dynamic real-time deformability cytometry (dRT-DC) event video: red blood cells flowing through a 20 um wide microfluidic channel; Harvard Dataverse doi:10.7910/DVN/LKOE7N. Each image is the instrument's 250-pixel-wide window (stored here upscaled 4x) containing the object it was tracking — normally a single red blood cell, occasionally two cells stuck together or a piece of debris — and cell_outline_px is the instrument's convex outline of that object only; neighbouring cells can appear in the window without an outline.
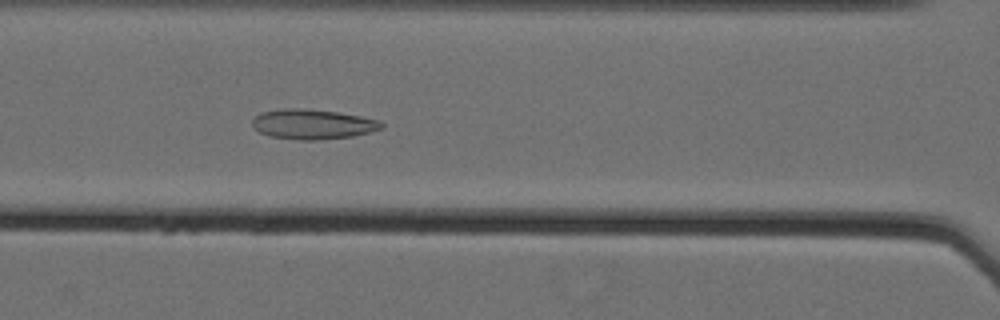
{"species": "Egyptian fruit bat (a non-hibernating species)", "species_latin": "Rousettus aegyptiacus", "temperature_condition": "cold", "stored_images_in_passage": 31, "camera_frame_rate_fps": 3000, "um_per_image_px": 0.085, "animal": {"sex": "female"}, "frame": {"image": 1, "passage_image": 20, "time_ms": 6.333, "image_size_px": [1000, 320], "cell_outline_px": [[384, 128], [352, 136], [316, 140], [300, 140], [268, 136], [260, 132], [252, 124], [252, 120], [256, 116], [264, 112], [284, 108], [296, 108], [336, 112], [360, 116], [380, 120], [384, 124]], "centroid_in_image_um": [26.6, 10.56], "position_along_channel_um": 140.0, "area_um2": 22.25}}
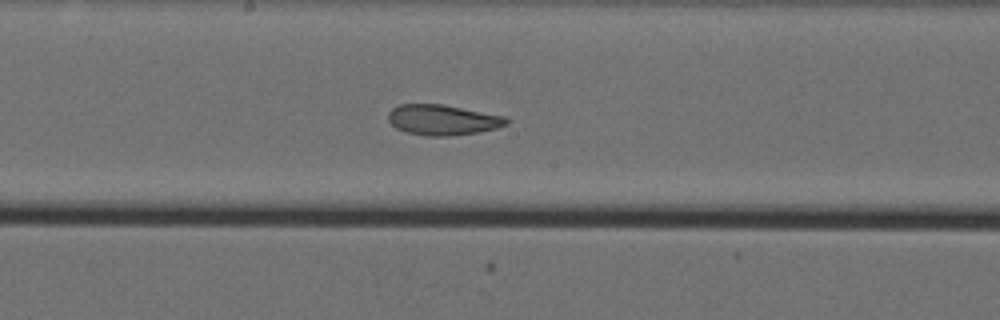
{"frame": {"image": 2, "passage_image": 26, "time_ms": 8.333, "image_size_px": [1000, 320], "cell_outline_px": [[512, 120], [508, 124], [496, 128], [480, 132], [448, 136], [424, 136], [404, 132], [396, 128], [388, 120], [388, 112], [392, 108], [400, 104], [444, 104], [508, 116]], "centroid_in_image_um": [37.67, 10.19], "position_along_channel_um": 210.5, "area_um2": 21.44}}
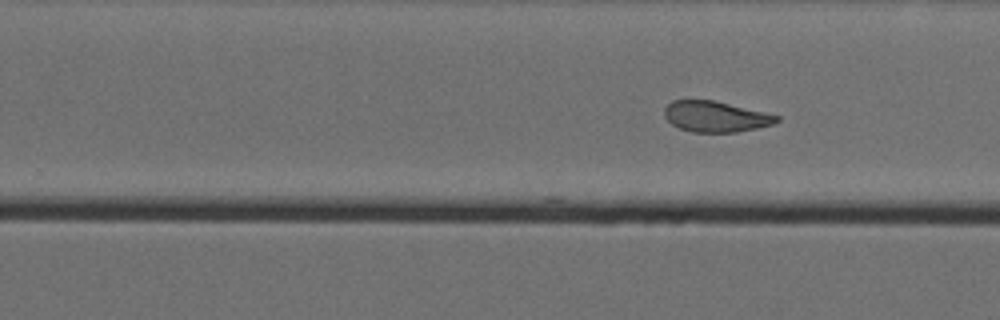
{"frame": {"image": 3, "passage_image": 31, "time_ms": 10.0, "image_size_px": [1000, 320], "cell_outline_px": [[780, 120], [776, 124], [736, 132], [692, 132], [680, 128], [672, 124], [664, 116], [664, 108], [672, 100], [712, 100], [764, 112], [780, 116]], "centroid_in_image_um": [60.83, 9.91], "position_along_channel_um": 269.0, "area_um2": 20.06}}